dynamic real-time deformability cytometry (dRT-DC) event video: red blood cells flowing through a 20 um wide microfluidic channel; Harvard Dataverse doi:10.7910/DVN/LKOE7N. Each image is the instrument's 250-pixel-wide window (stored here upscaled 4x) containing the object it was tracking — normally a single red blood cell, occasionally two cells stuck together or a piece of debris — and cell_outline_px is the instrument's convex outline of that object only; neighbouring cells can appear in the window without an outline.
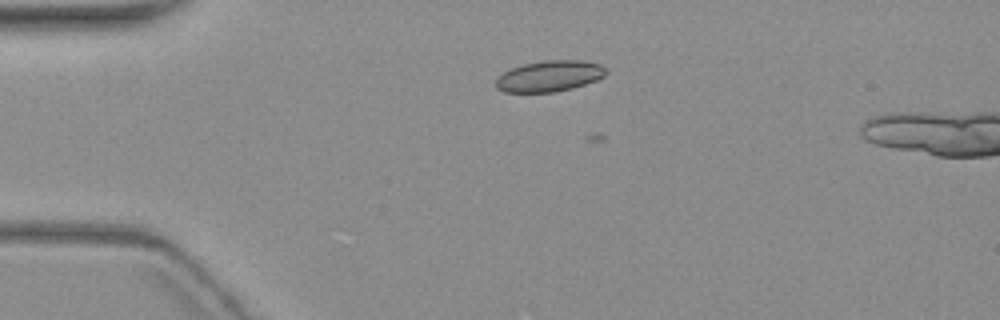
{"species": "common noctule bat (a hibernating species)", "species_latin": "Nyctalus noctula", "temperature_condition": "warm", "stored_images_in_passage": 6, "camera_frame_rate_fps": 3000, "um_per_image_px": 0.085, "animal": {"sex": "female", "body_mass_g": 19.3, "forearm_length_mm": 54.1}, "frame": {"image": 1, "passage_image": 4, "time_ms": 4.333, "image_size_px": [1000, 320], "cell_outline_px": [[608, 72], [604, 76], [596, 80], [572, 88], [552, 92], [504, 92], [496, 88], [496, 80], [504, 72], [512, 68], [524, 64], [544, 60], [584, 60], [600, 64], [608, 68]], "centroid_in_image_um": [46.74, 6.46], "position_along_channel_um": 38.3, "area_um2": 19.88}}